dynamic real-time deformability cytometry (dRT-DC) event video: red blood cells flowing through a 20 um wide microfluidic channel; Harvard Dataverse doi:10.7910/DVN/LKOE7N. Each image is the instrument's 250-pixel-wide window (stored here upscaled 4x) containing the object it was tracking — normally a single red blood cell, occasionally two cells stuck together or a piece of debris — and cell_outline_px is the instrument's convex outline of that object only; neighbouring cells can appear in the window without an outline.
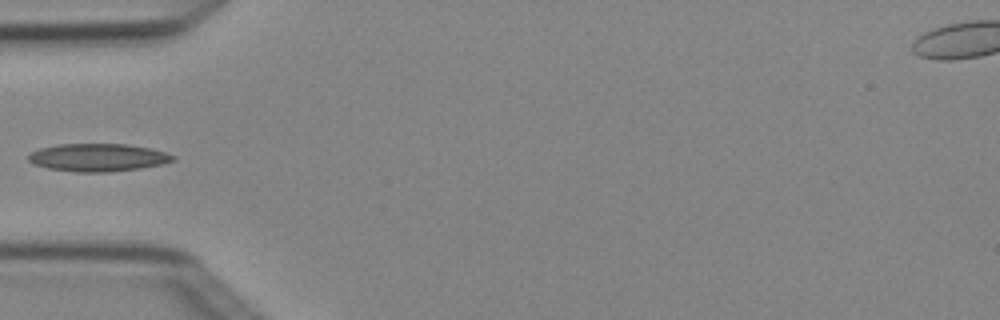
{"species": "Egyptian fruit bat (a non-hibernating species)", "species_latin": "Rousettus aegyptiacus", "temperature_condition": "cold", "stored_images_in_passage": 4, "camera_frame_rate_fps": 3000, "um_per_image_px": 0.085, "animal": {"sex": "female"}, "frame": {"image": 1, "passage_image": 4, "time_ms": 1.0, "image_size_px": [1000, 320], "cell_outline_px": [[176, 160], [160, 164], [140, 168], [108, 172], [76, 172], [48, 168], [32, 164], [28, 160], [28, 156], [32, 152], [40, 148], [60, 144], [128, 144], [152, 148], [176, 156]], "centroid_in_image_um": [8.33, 13.38], "position_along_channel_um": 76.7, "area_um2": 23.41}}